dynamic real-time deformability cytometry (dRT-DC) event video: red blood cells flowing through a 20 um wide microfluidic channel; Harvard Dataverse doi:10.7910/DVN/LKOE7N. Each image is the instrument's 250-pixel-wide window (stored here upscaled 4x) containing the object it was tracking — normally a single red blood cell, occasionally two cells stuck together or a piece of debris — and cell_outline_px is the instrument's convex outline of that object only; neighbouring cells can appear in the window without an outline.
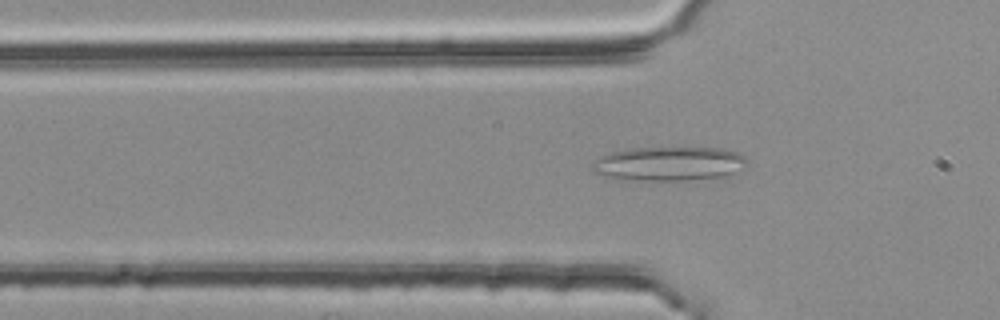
{"species": "common noctule bat (a hibernating species)", "species_latin": "Nyctalus noctula", "temperature_condition": "room temperature", "stored_images_in_passage": 47, "camera_frame_rate_fps": 3000, "um_per_image_px": 0.085, "animal": {"sex": "female", "body_mass_g": 25.1}, "frame": {"image": 1, "passage_image": 11, "time_ms": 3.333, "image_size_px": [1000, 320], "cell_outline_px": [[748, 164], [732, 172], [720, 176], [684, 180], [616, 180], [592, 172], [592, 164], [600, 156], [612, 152], [632, 148], [724, 148], [736, 152], [744, 156], [748, 160]], "centroid_in_image_um": [56.79, 13.91], "position_along_channel_um": 69.0, "area_um2": 30.63}}
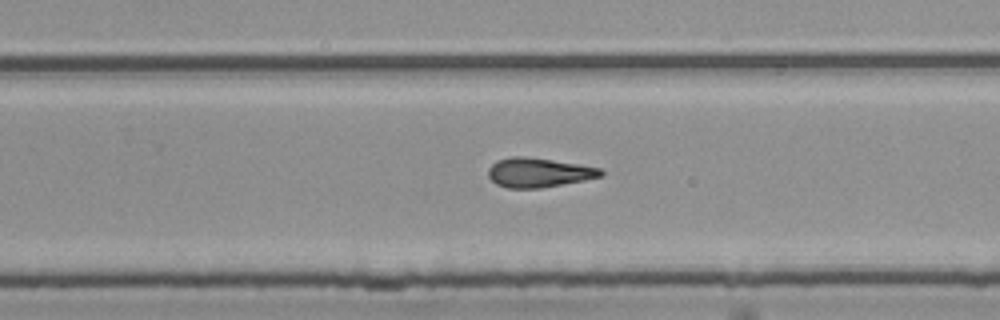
{"frame": {"image": 2, "passage_image": 28, "time_ms": 9.0, "image_size_px": [1000, 320], "cell_outline_px": [[604, 176], [584, 180], [540, 188], [508, 188], [496, 184], [488, 176], [488, 168], [496, 160], [512, 156], [524, 156], [552, 160], [600, 168], [604, 172]], "centroid_in_image_um": [45.76, 14.66], "position_along_channel_um": 284.0, "area_um2": 19.19}}
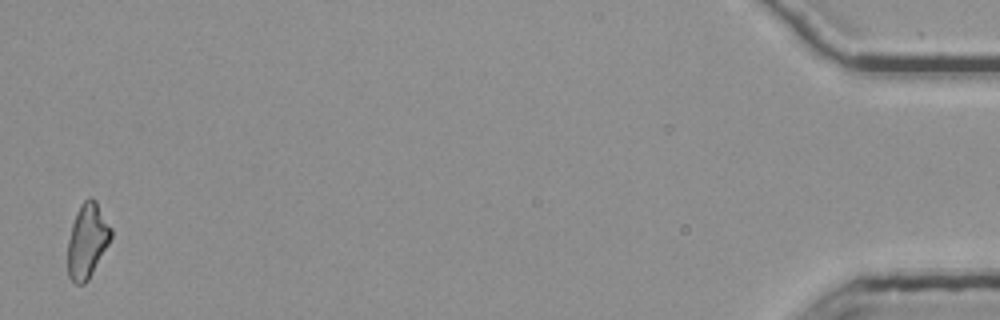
{"frame": {"image": 3, "passage_image": 47, "time_ms": 15.333, "image_size_px": [1000, 320], "cell_outline_px": [[112, 236], [108, 244], [88, 280], [84, 284], [76, 284], [68, 276], [68, 240], [72, 224], [76, 212], [80, 204], [88, 196], [92, 196], [96, 200], [112, 228]], "centroid_in_image_um": [7.42, 20.42], "position_along_channel_um": 427.8, "area_um2": 18.84}, "authors_computed_cell_mechanics": {"area_um2": 19.1896, "velocity_mm_per_s": 3.7961, "shape_relaxation_time_tau1_ms": null, "shape_relaxation_time_tau2_ms": 7.8395, "deformation_change_tau1": null, "deformation_change_tau2": 0.2275}}